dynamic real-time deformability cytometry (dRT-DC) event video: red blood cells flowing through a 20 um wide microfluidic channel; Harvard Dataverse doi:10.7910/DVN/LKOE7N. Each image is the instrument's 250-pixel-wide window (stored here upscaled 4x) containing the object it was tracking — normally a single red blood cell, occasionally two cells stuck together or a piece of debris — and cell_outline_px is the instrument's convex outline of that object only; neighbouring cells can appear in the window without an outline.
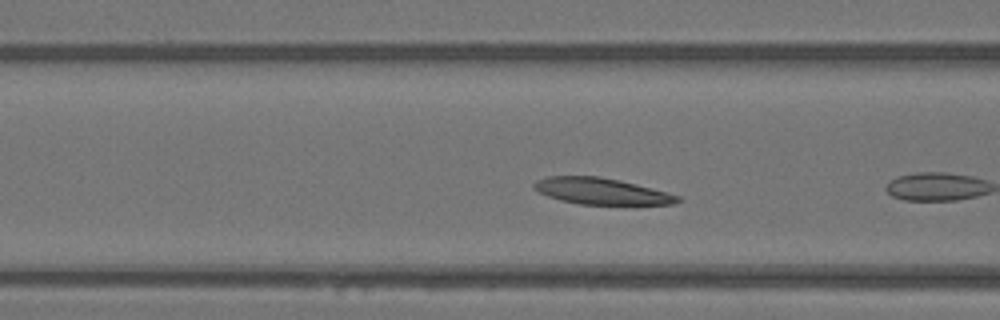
{"species": "Egyptian fruit bat (a non-hibernating species)", "species_latin": "Rousettus aegyptiacus", "temperature_condition": "warm", "stored_images_in_passage": 6, "camera_frame_rate_fps": 3000, "um_per_image_px": 0.085, "animal": {"sex": "female"}, "frame": {"image": 1, "passage_image": 4, "time_ms": 1.0, "image_size_px": [1000, 320], "cell_outline_px": [[684, 200], [672, 204], [580, 204], [560, 200], [548, 196], [532, 188], [532, 184], [536, 180], [548, 176], [600, 176], [620, 180], [668, 192], [680, 196]], "centroid_in_image_um": [51.12, 16.24], "position_along_channel_um": 115.5, "area_um2": 22.08}}